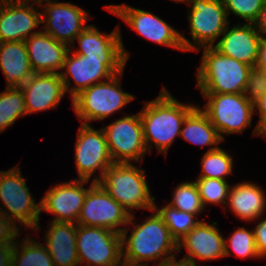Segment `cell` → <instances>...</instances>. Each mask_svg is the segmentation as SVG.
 <instances>
[{
	"label": "cell",
	"mask_w": 266,
	"mask_h": 266,
	"mask_svg": "<svg viewBox=\"0 0 266 266\" xmlns=\"http://www.w3.org/2000/svg\"><path fill=\"white\" fill-rule=\"evenodd\" d=\"M127 228L121 234L123 263L131 266H147L143 261H155L164 255H169L158 263L161 266L166 260L174 256L170 255L178 250L177 241L171 236L168 227L162 217L157 213L147 219L143 224H138L131 234L127 236ZM128 239V240H127ZM126 245V246H125Z\"/></svg>",
	"instance_id": "obj_1"
},
{
	"label": "cell",
	"mask_w": 266,
	"mask_h": 266,
	"mask_svg": "<svg viewBox=\"0 0 266 266\" xmlns=\"http://www.w3.org/2000/svg\"><path fill=\"white\" fill-rule=\"evenodd\" d=\"M195 107L179 103L165 88L154 101L147 102L145 109L139 112L147 149L154 141L159 152H167L175 137L180 135L186 116Z\"/></svg>",
	"instance_id": "obj_2"
},
{
	"label": "cell",
	"mask_w": 266,
	"mask_h": 266,
	"mask_svg": "<svg viewBox=\"0 0 266 266\" xmlns=\"http://www.w3.org/2000/svg\"><path fill=\"white\" fill-rule=\"evenodd\" d=\"M251 66L205 47L197 87L203 94L244 93Z\"/></svg>",
	"instance_id": "obj_3"
},
{
	"label": "cell",
	"mask_w": 266,
	"mask_h": 266,
	"mask_svg": "<svg viewBox=\"0 0 266 266\" xmlns=\"http://www.w3.org/2000/svg\"><path fill=\"white\" fill-rule=\"evenodd\" d=\"M98 183L128 212L133 208L154 210L155 197L149 193L144 171L131 163L110 165Z\"/></svg>",
	"instance_id": "obj_4"
},
{
	"label": "cell",
	"mask_w": 266,
	"mask_h": 266,
	"mask_svg": "<svg viewBox=\"0 0 266 266\" xmlns=\"http://www.w3.org/2000/svg\"><path fill=\"white\" fill-rule=\"evenodd\" d=\"M122 72L113 75L109 82L93 84L75 96L73 101L77 117L87 121L102 120L134 99L133 95L120 89L119 77Z\"/></svg>",
	"instance_id": "obj_5"
},
{
	"label": "cell",
	"mask_w": 266,
	"mask_h": 266,
	"mask_svg": "<svg viewBox=\"0 0 266 266\" xmlns=\"http://www.w3.org/2000/svg\"><path fill=\"white\" fill-rule=\"evenodd\" d=\"M76 248L79 264L85 261L88 263L85 266L123 264L121 234L110 229L77 225Z\"/></svg>",
	"instance_id": "obj_6"
},
{
	"label": "cell",
	"mask_w": 266,
	"mask_h": 266,
	"mask_svg": "<svg viewBox=\"0 0 266 266\" xmlns=\"http://www.w3.org/2000/svg\"><path fill=\"white\" fill-rule=\"evenodd\" d=\"M203 95L209 100L202 111L210 119L222 140V133H241L250 125L254 104L248 101L243 93Z\"/></svg>",
	"instance_id": "obj_7"
},
{
	"label": "cell",
	"mask_w": 266,
	"mask_h": 266,
	"mask_svg": "<svg viewBox=\"0 0 266 266\" xmlns=\"http://www.w3.org/2000/svg\"><path fill=\"white\" fill-rule=\"evenodd\" d=\"M106 9L119 16L131 26V29H135L141 36L149 40L182 51L198 50L195 44L187 40L158 16L148 11L132 8L125 4L110 5Z\"/></svg>",
	"instance_id": "obj_8"
},
{
	"label": "cell",
	"mask_w": 266,
	"mask_h": 266,
	"mask_svg": "<svg viewBox=\"0 0 266 266\" xmlns=\"http://www.w3.org/2000/svg\"><path fill=\"white\" fill-rule=\"evenodd\" d=\"M133 214L113 199L99 183H91L77 225L94 226L121 233L120 225L132 223Z\"/></svg>",
	"instance_id": "obj_9"
},
{
	"label": "cell",
	"mask_w": 266,
	"mask_h": 266,
	"mask_svg": "<svg viewBox=\"0 0 266 266\" xmlns=\"http://www.w3.org/2000/svg\"><path fill=\"white\" fill-rule=\"evenodd\" d=\"M20 174V170L14 167L5 172L0 171V199L5 204L4 206H7V213L5 211L2 213L12 223L17 219L24 226L35 227L37 230L40 227L38 226L41 213L40 204L35 203Z\"/></svg>",
	"instance_id": "obj_10"
},
{
	"label": "cell",
	"mask_w": 266,
	"mask_h": 266,
	"mask_svg": "<svg viewBox=\"0 0 266 266\" xmlns=\"http://www.w3.org/2000/svg\"><path fill=\"white\" fill-rule=\"evenodd\" d=\"M68 51L63 64V69L67 67L66 72H60L61 79L64 84L65 92L70 86L67 78L69 74L75 81L76 87L69 89L72 99L81 91L89 88L94 84H98L99 79L105 77L108 81L113 75L123 71L126 59H94L88 56L73 53L70 57Z\"/></svg>",
	"instance_id": "obj_11"
},
{
	"label": "cell",
	"mask_w": 266,
	"mask_h": 266,
	"mask_svg": "<svg viewBox=\"0 0 266 266\" xmlns=\"http://www.w3.org/2000/svg\"><path fill=\"white\" fill-rule=\"evenodd\" d=\"M103 130L114 163L137 162L148 152L140 113L116 120Z\"/></svg>",
	"instance_id": "obj_12"
},
{
	"label": "cell",
	"mask_w": 266,
	"mask_h": 266,
	"mask_svg": "<svg viewBox=\"0 0 266 266\" xmlns=\"http://www.w3.org/2000/svg\"><path fill=\"white\" fill-rule=\"evenodd\" d=\"M76 142V166L79 179H90L93 172L101 170L100 179L94 178V183H98L108 167L114 164L106 141L103 129L94 130L89 124H81Z\"/></svg>",
	"instance_id": "obj_13"
},
{
	"label": "cell",
	"mask_w": 266,
	"mask_h": 266,
	"mask_svg": "<svg viewBox=\"0 0 266 266\" xmlns=\"http://www.w3.org/2000/svg\"><path fill=\"white\" fill-rule=\"evenodd\" d=\"M185 2H191L192 5L188 18L193 41L202 48L213 47L216 38L229 26L223 1L185 0Z\"/></svg>",
	"instance_id": "obj_14"
},
{
	"label": "cell",
	"mask_w": 266,
	"mask_h": 266,
	"mask_svg": "<svg viewBox=\"0 0 266 266\" xmlns=\"http://www.w3.org/2000/svg\"><path fill=\"white\" fill-rule=\"evenodd\" d=\"M48 2L44 5L46 13H41V23H46L44 29L48 35L56 41L71 45L77 36L86 28L83 25L87 21V12L78 6L69 3H57L56 0H42Z\"/></svg>",
	"instance_id": "obj_15"
},
{
	"label": "cell",
	"mask_w": 266,
	"mask_h": 266,
	"mask_svg": "<svg viewBox=\"0 0 266 266\" xmlns=\"http://www.w3.org/2000/svg\"><path fill=\"white\" fill-rule=\"evenodd\" d=\"M87 182L88 180L75 179L72 183L67 182L51 188L39 202L40 210L57 215L53 220L55 222H77L89 190L83 187Z\"/></svg>",
	"instance_id": "obj_16"
},
{
	"label": "cell",
	"mask_w": 266,
	"mask_h": 266,
	"mask_svg": "<svg viewBox=\"0 0 266 266\" xmlns=\"http://www.w3.org/2000/svg\"><path fill=\"white\" fill-rule=\"evenodd\" d=\"M20 88L27 114L55 108L65 94L59 73H34Z\"/></svg>",
	"instance_id": "obj_17"
},
{
	"label": "cell",
	"mask_w": 266,
	"mask_h": 266,
	"mask_svg": "<svg viewBox=\"0 0 266 266\" xmlns=\"http://www.w3.org/2000/svg\"><path fill=\"white\" fill-rule=\"evenodd\" d=\"M31 35V36H30ZM25 40L31 69L34 73H59L68 51L67 44L56 41L46 32H30Z\"/></svg>",
	"instance_id": "obj_18"
},
{
	"label": "cell",
	"mask_w": 266,
	"mask_h": 266,
	"mask_svg": "<svg viewBox=\"0 0 266 266\" xmlns=\"http://www.w3.org/2000/svg\"><path fill=\"white\" fill-rule=\"evenodd\" d=\"M178 250L185 247L188 250L185 258L195 262L194 257L201 260H212L224 257L230 254L227 248V242L220 235L219 230L211 224L199 222L189 233H187L179 242Z\"/></svg>",
	"instance_id": "obj_19"
},
{
	"label": "cell",
	"mask_w": 266,
	"mask_h": 266,
	"mask_svg": "<svg viewBox=\"0 0 266 266\" xmlns=\"http://www.w3.org/2000/svg\"><path fill=\"white\" fill-rule=\"evenodd\" d=\"M224 37L213 46L222 55L236 59L244 64L254 66L258 59V48L262 38L253 23L234 26L222 33Z\"/></svg>",
	"instance_id": "obj_20"
},
{
	"label": "cell",
	"mask_w": 266,
	"mask_h": 266,
	"mask_svg": "<svg viewBox=\"0 0 266 266\" xmlns=\"http://www.w3.org/2000/svg\"><path fill=\"white\" fill-rule=\"evenodd\" d=\"M39 24H42L41 13L32 6L6 2L0 8V43L25 41Z\"/></svg>",
	"instance_id": "obj_21"
},
{
	"label": "cell",
	"mask_w": 266,
	"mask_h": 266,
	"mask_svg": "<svg viewBox=\"0 0 266 266\" xmlns=\"http://www.w3.org/2000/svg\"><path fill=\"white\" fill-rule=\"evenodd\" d=\"M80 50L74 52L78 55L94 59H128L129 53L125 51L120 31L117 28L109 35L101 34L95 26L89 25L76 38Z\"/></svg>",
	"instance_id": "obj_22"
},
{
	"label": "cell",
	"mask_w": 266,
	"mask_h": 266,
	"mask_svg": "<svg viewBox=\"0 0 266 266\" xmlns=\"http://www.w3.org/2000/svg\"><path fill=\"white\" fill-rule=\"evenodd\" d=\"M46 234L47 249L54 266H77V224L52 221Z\"/></svg>",
	"instance_id": "obj_23"
},
{
	"label": "cell",
	"mask_w": 266,
	"mask_h": 266,
	"mask_svg": "<svg viewBox=\"0 0 266 266\" xmlns=\"http://www.w3.org/2000/svg\"><path fill=\"white\" fill-rule=\"evenodd\" d=\"M0 68L7 88H20L33 74L25 41L0 43Z\"/></svg>",
	"instance_id": "obj_24"
},
{
	"label": "cell",
	"mask_w": 266,
	"mask_h": 266,
	"mask_svg": "<svg viewBox=\"0 0 266 266\" xmlns=\"http://www.w3.org/2000/svg\"><path fill=\"white\" fill-rule=\"evenodd\" d=\"M263 191L252 183L230 187L228 201L232 211L243 220L257 219L266 208Z\"/></svg>",
	"instance_id": "obj_25"
},
{
	"label": "cell",
	"mask_w": 266,
	"mask_h": 266,
	"mask_svg": "<svg viewBox=\"0 0 266 266\" xmlns=\"http://www.w3.org/2000/svg\"><path fill=\"white\" fill-rule=\"evenodd\" d=\"M180 136L197 145H214L222 142L216 128L207 115L195 107L185 118Z\"/></svg>",
	"instance_id": "obj_26"
},
{
	"label": "cell",
	"mask_w": 266,
	"mask_h": 266,
	"mask_svg": "<svg viewBox=\"0 0 266 266\" xmlns=\"http://www.w3.org/2000/svg\"><path fill=\"white\" fill-rule=\"evenodd\" d=\"M25 97L21 88H6L0 94V132L26 115Z\"/></svg>",
	"instance_id": "obj_27"
},
{
	"label": "cell",
	"mask_w": 266,
	"mask_h": 266,
	"mask_svg": "<svg viewBox=\"0 0 266 266\" xmlns=\"http://www.w3.org/2000/svg\"><path fill=\"white\" fill-rule=\"evenodd\" d=\"M162 217L165 225L168 227L171 236L179 242L187 233H189L200 221H195V214L180 211L170 205L157 209L154 205V210Z\"/></svg>",
	"instance_id": "obj_28"
},
{
	"label": "cell",
	"mask_w": 266,
	"mask_h": 266,
	"mask_svg": "<svg viewBox=\"0 0 266 266\" xmlns=\"http://www.w3.org/2000/svg\"><path fill=\"white\" fill-rule=\"evenodd\" d=\"M32 240L27 238L22 243L20 254L14 243L12 266H54L47 247Z\"/></svg>",
	"instance_id": "obj_29"
},
{
	"label": "cell",
	"mask_w": 266,
	"mask_h": 266,
	"mask_svg": "<svg viewBox=\"0 0 266 266\" xmlns=\"http://www.w3.org/2000/svg\"><path fill=\"white\" fill-rule=\"evenodd\" d=\"M232 159L218 146L210 148L202 159V174L199 178H215L225 180L232 172Z\"/></svg>",
	"instance_id": "obj_30"
},
{
	"label": "cell",
	"mask_w": 266,
	"mask_h": 266,
	"mask_svg": "<svg viewBox=\"0 0 266 266\" xmlns=\"http://www.w3.org/2000/svg\"><path fill=\"white\" fill-rule=\"evenodd\" d=\"M180 211L197 215L204 206L195 182H185L177 186L173 201L168 204Z\"/></svg>",
	"instance_id": "obj_31"
},
{
	"label": "cell",
	"mask_w": 266,
	"mask_h": 266,
	"mask_svg": "<svg viewBox=\"0 0 266 266\" xmlns=\"http://www.w3.org/2000/svg\"><path fill=\"white\" fill-rule=\"evenodd\" d=\"M195 183L198 187L204 207L207 203L226 204V199L228 198L230 190V186L226 180L215 178H198Z\"/></svg>",
	"instance_id": "obj_32"
},
{
	"label": "cell",
	"mask_w": 266,
	"mask_h": 266,
	"mask_svg": "<svg viewBox=\"0 0 266 266\" xmlns=\"http://www.w3.org/2000/svg\"><path fill=\"white\" fill-rule=\"evenodd\" d=\"M229 246L241 258L260 257L255 243L254 232H249L245 228H238L227 240Z\"/></svg>",
	"instance_id": "obj_33"
},
{
	"label": "cell",
	"mask_w": 266,
	"mask_h": 266,
	"mask_svg": "<svg viewBox=\"0 0 266 266\" xmlns=\"http://www.w3.org/2000/svg\"><path fill=\"white\" fill-rule=\"evenodd\" d=\"M227 16L230 11L240 16L248 23H253L263 7L265 0H222Z\"/></svg>",
	"instance_id": "obj_34"
},
{
	"label": "cell",
	"mask_w": 266,
	"mask_h": 266,
	"mask_svg": "<svg viewBox=\"0 0 266 266\" xmlns=\"http://www.w3.org/2000/svg\"><path fill=\"white\" fill-rule=\"evenodd\" d=\"M243 94L253 104L266 94V71L264 69L256 65L251 66Z\"/></svg>",
	"instance_id": "obj_35"
},
{
	"label": "cell",
	"mask_w": 266,
	"mask_h": 266,
	"mask_svg": "<svg viewBox=\"0 0 266 266\" xmlns=\"http://www.w3.org/2000/svg\"><path fill=\"white\" fill-rule=\"evenodd\" d=\"M1 210V209H0ZM19 234L18 227L0 212V245L14 244Z\"/></svg>",
	"instance_id": "obj_36"
},
{
	"label": "cell",
	"mask_w": 266,
	"mask_h": 266,
	"mask_svg": "<svg viewBox=\"0 0 266 266\" xmlns=\"http://www.w3.org/2000/svg\"><path fill=\"white\" fill-rule=\"evenodd\" d=\"M253 232L258 255L266 256V219L258 223Z\"/></svg>",
	"instance_id": "obj_37"
},
{
	"label": "cell",
	"mask_w": 266,
	"mask_h": 266,
	"mask_svg": "<svg viewBox=\"0 0 266 266\" xmlns=\"http://www.w3.org/2000/svg\"><path fill=\"white\" fill-rule=\"evenodd\" d=\"M259 109L260 120L254 129L256 135H263L266 137V94L261 96L255 103L254 108Z\"/></svg>",
	"instance_id": "obj_38"
},
{
	"label": "cell",
	"mask_w": 266,
	"mask_h": 266,
	"mask_svg": "<svg viewBox=\"0 0 266 266\" xmlns=\"http://www.w3.org/2000/svg\"><path fill=\"white\" fill-rule=\"evenodd\" d=\"M14 244L0 245V266H12Z\"/></svg>",
	"instance_id": "obj_39"
},
{
	"label": "cell",
	"mask_w": 266,
	"mask_h": 266,
	"mask_svg": "<svg viewBox=\"0 0 266 266\" xmlns=\"http://www.w3.org/2000/svg\"><path fill=\"white\" fill-rule=\"evenodd\" d=\"M253 24L255 25L254 27L257 29V27H259L257 30V32L260 34H266V0L263 4V7L261 8L259 15L257 17V19L253 22Z\"/></svg>",
	"instance_id": "obj_40"
},
{
	"label": "cell",
	"mask_w": 266,
	"mask_h": 266,
	"mask_svg": "<svg viewBox=\"0 0 266 266\" xmlns=\"http://www.w3.org/2000/svg\"><path fill=\"white\" fill-rule=\"evenodd\" d=\"M255 65L266 71V36L261 38L258 48V59Z\"/></svg>",
	"instance_id": "obj_41"
},
{
	"label": "cell",
	"mask_w": 266,
	"mask_h": 266,
	"mask_svg": "<svg viewBox=\"0 0 266 266\" xmlns=\"http://www.w3.org/2000/svg\"><path fill=\"white\" fill-rule=\"evenodd\" d=\"M161 266H197L195 262L190 259L184 258L183 260L176 261L175 255L166 260Z\"/></svg>",
	"instance_id": "obj_42"
},
{
	"label": "cell",
	"mask_w": 266,
	"mask_h": 266,
	"mask_svg": "<svg viewBox=\"0 0 266 266\" xmlns=\"http://www.w3.org/2000/svg\"><path fill=\"white\" fill-rule=\"evenodd\" d=\"M23 1H25V4H29V0H7V2H10V3H24ZM27 1V2H26ZM31 1H34V3L36 2V4H41L42 0H31Z\"/></svg>",
	"instance_id": "obj_43"
},
{
	"label": "cell",
	"mask_w": 266,
	"mask_h": 266,
	"mask_svg": "<svg viewBox=\"0 0 266 266\" xmlns=\"http://www.w3.org/2000/svg\"><path fill=\"white\" fill-rule=\"evenodd\" d=\"M7 2V0H0V8Z\"/></svg>",
	"instance_id": "obj_44"
},
{
	"label": "cell",
	"mask_w": 266,
	"mask_h": 266,
	"mask_svg": "<svg viewBox=\"0 0 266 266\" xmlns=\"http://www.w3.org/2000/svg\"><path fill=\"white\" fill-rule=\"evenodd\" d=\"M174 1H176V2H181V1H184V2H185V0H174Z\"/></svg>",
	"instance_id": "obj_45"
},
{
	"label": "cell",
	"mask_w": 266,
	"mask_h": 266,
	"mask_svg": "<svg viewBox=\"0 0 266 266\" xmlns=\"http://www.w3.org/2000/svg\"><path fill=\"white\" fill-rule=\"evenodd\" d=\"M121 266H131V265H127V264H124V263H123V264H121Z\"/></svg>",
	"instance_id": "obj_46"
}]
</instances>
